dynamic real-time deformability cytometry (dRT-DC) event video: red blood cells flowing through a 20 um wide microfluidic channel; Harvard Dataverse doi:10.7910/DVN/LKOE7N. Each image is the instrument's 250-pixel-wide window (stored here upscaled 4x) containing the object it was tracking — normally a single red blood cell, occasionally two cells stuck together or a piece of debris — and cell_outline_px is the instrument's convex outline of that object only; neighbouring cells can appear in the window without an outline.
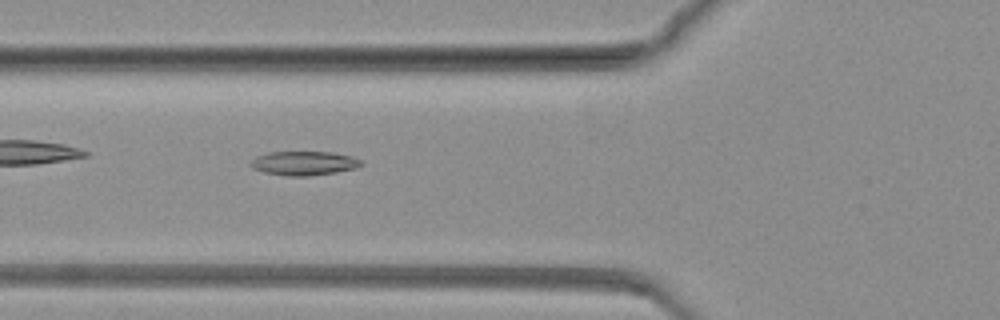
{"species": "common noctule bat (a hibernating species)", "species_latin": "Nyctalus noctula", "temperature_condition": "warm", "stored_images_in_passage": 47, "camera_frame_rate_fps": 3000, "um_per_image_px": 0.085, "animal": {"sex": "female", "body_mass_g": 19.3, "forearm_length_mm": 54.1}, "frame": {"image": 1, "passage_image": 5, "time_ms": 1.333, "image_size_px": [1000, 320], "cell_outline_px": [[364, 164], [356, 168], [336, 172], [308, 176], [284, 176], [264, 172], [252, 168], [248, 164], [256, 156], [268, 152], [332, 152], [352, 156], [360, 160]], "centroid_in_image_um": [25.82, 13.87], "position_along_channel_um": 100.0, "area_um2": 15.61}}
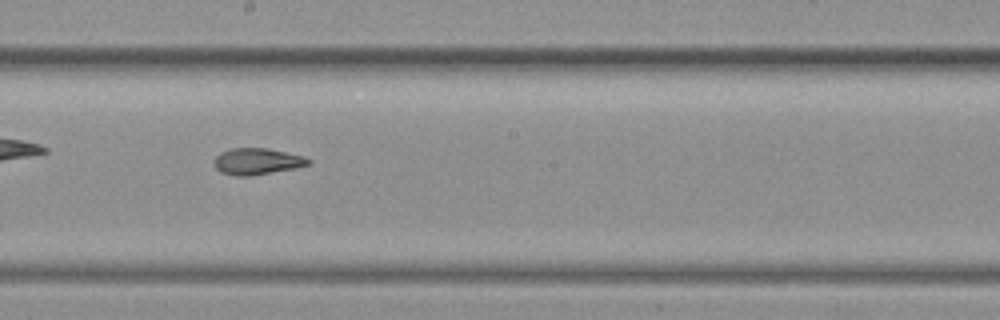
{"frame": {"image": 2, "passage_image": 20, "time_ms": 6.333, "image_size_px": [1000, 320], "cell_outline_px": [[312, 160], [308, 164], [296, 168], [252, 176], [236, 176], [220, 172], [216, 168], [212, 160], [220, 152], [232, 148], [268, 148], [304, 156]], "centroid_in_image_um": [21.83, 13.72], "position_along_channel_um": 226.4, "area_um2": 14.68}}
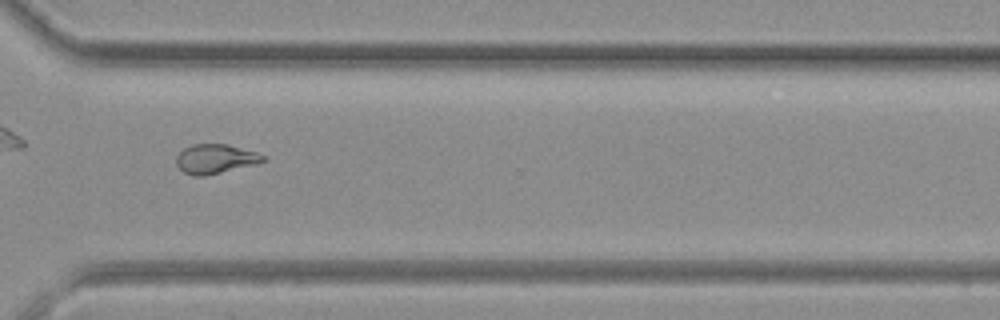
{"frame": {"image": 3, "passage_image": 35, "time_ms": 11.333, "image_size_px": [1000, 320], "cell_outline_px": [[264, 160], [260, 164], [204, 176], [192, 176], [184, 172], [176, 164], [176, 156], [184, 148], [192, 144], [228, 144], [256, 152], [264, 156]], "centroid_in_image_um": [18.31, 13.51], "position_along_channel_um": 352.3, "area_um2": 14.97}}